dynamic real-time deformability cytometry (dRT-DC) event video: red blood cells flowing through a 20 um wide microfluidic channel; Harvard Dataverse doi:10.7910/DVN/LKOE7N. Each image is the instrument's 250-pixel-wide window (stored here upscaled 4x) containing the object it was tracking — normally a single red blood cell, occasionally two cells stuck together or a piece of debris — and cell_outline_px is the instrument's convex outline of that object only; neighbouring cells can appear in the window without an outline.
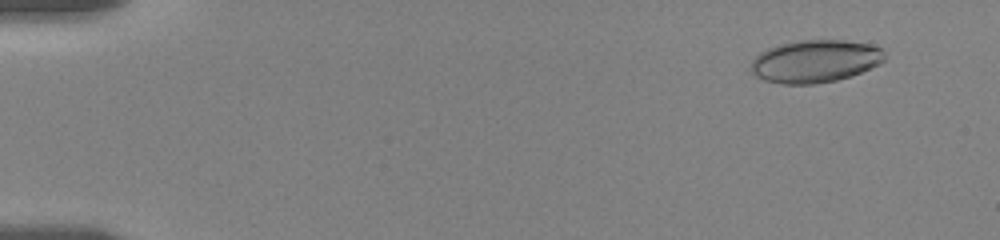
{"species": "human", "species_latin": "Homo sapiens", "temperature_condition": "room temperature", "stored_images_in_passage": 68, "camera_frame_rate_fps": 3000, "um_per_image_px": 0.085, "donor": {"sex": "female"}, "frame": {"image": 1, "passage_image": 7, "time_ms": 1.333, "image_size_px": [1000, 240], "cell_outline_px": [[884, 60], [880, 64], [852, 76], [836, 80], [816, 84], [780, 84], [764, 80], [756, 76], [748, 68], [752, 60], [760, 52], [768, 48], [780, 44], [800, 40], [844, 40], [872, 44], [884, 48]], "centroid_in_image_um": [69.29, 5.2], "position_along_channel_um": 15.7, "area_um2": 33.58}}
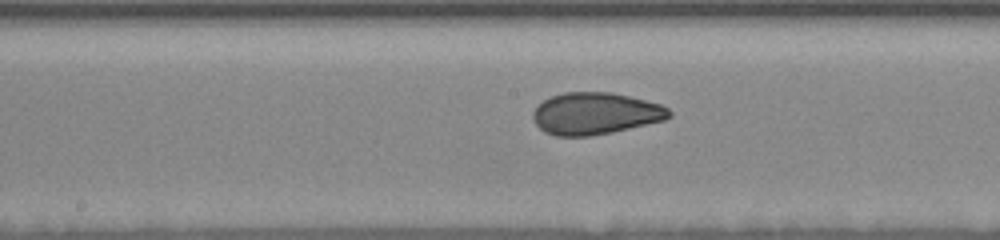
{"frame": {"image": 2, "passage_image": 42, "time_ms": 10.0, "image_size_px": [1000, 240], "cell_outline_px": [[672, 116], [664, 120], [612, 132], [588, 136], [556, 136], [544, 132], [536, 124], [532, 116], [532, 112], [544, 100], [552, 96], [564, 92], [612, 92], [660, 104], [668, 108], [672, 112]], "centroid_in_image_um": [50.6, 9.65], "position_along_channel_um": 197.6, "area_um2": 33.12}}
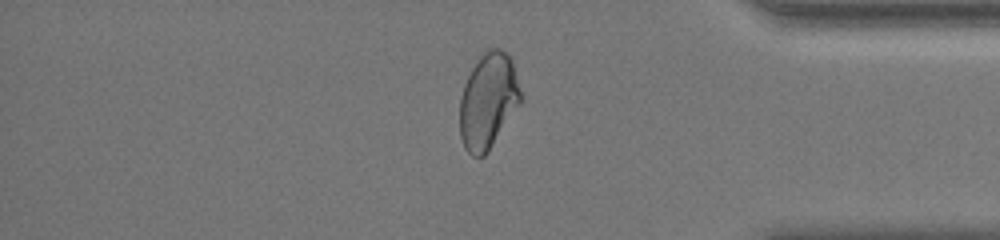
{"frame": {"image": 3, "passage_image": 60, "time_ms": 16.0, "image_size_px": [1000, 240], "cell_outline_px": [[520, 104], [484, 156], [472, 156], [464, 148], [460, 136], [460, 96], [464, 84], [472, 68], [484, 48], [500, 48], [508, 52], [512, 60], [520, 92]], "centroid_in_image_um": [41.47, 8.53], "position_along_channel_um": 393.7, "area_um2": 33.76}, "authors_computed_cell_mechanics": {"area_um2": 33.4373, "velocity_mm_per_s": 3.5723, "shape_relaxation_time_tau1_ms": null, "shape_relaxation_time_tau2_ms": 1.1401, "deformation_change_tau1": null, "deformation_change_tau2": 0.0636}}